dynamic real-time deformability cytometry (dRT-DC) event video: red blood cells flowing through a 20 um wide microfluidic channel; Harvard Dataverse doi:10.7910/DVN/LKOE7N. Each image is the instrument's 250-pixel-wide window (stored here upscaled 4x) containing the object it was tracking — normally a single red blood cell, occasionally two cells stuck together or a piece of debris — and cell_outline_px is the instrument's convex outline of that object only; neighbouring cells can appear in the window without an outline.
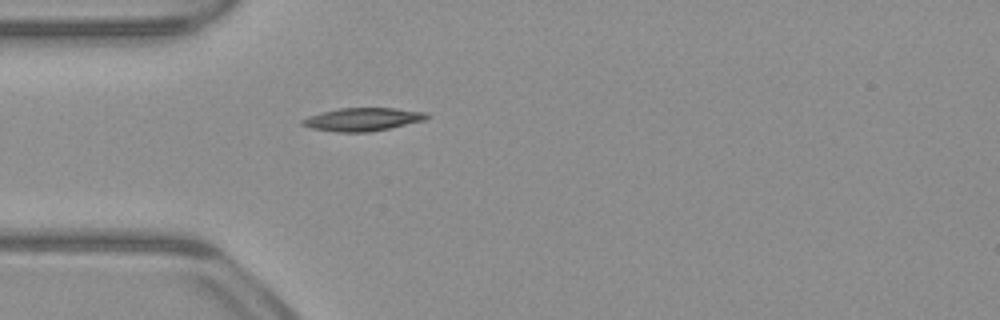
{"species": "common noctule bat (a hibernating species)", "species_latin": "Nyctalus noctula", "temperature_condition": "warm", "stored_images_in_passage": 38, "camera_frame_rate_fps": 3000, "um_per_image_px": 0.085, "animal": {"sex": "male", "body_mass_g": 23.1, "forearm_length_mm": 52.7}, "frame": {"image": 1, "passage_image": 1, "time_ms": 0.0, "image_size_px": [1000, 320], "cell_outline_px": [[428, 116], [424, 120], [388, 128], [368, 132], [340, 132], [312, 128], [300, 124], [300, 120], [308, 116], [340, 108], [396, 108], [428, 112]], "centroid_in_image_um": [30.82, 10.14], "position_along_channel_um": 54.2, "area_um2": 16.53}}
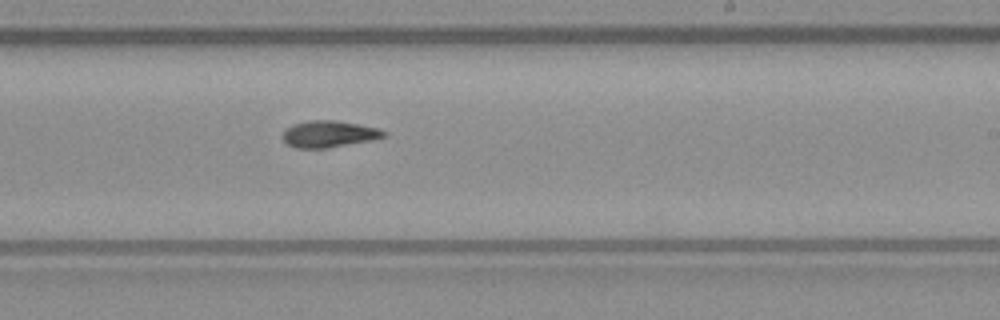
{"frame": {"image": 2, "passage_image": 17, "time_ms": 5.333, "image_size_px": [1000, 320], "cell_outline_px": [[388, 132], [384, 136], [372, 140], [328, 148], [296, 148], [288, 144], [284, 140], [284, 132], [292, 124], [308, 120], [336, 120], [380, 128]], "centroid_in_image_um": [28.0, 11.38], "position_along_channel_um": 261.0, "area_um2": 15.66}}
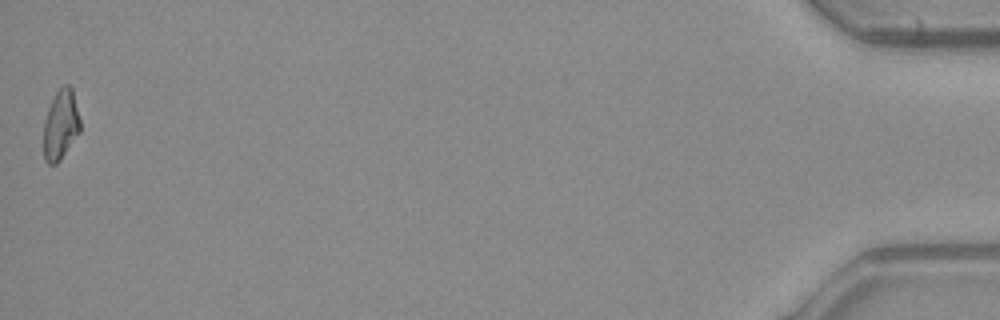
{"frame": {"image": 3, "passage_image": 38, "time_ms": 12.333, "image_size_px": [1000, 320], "cell_outline_px": [[80, 132], [60, 160], [56, 164], [48, 164], [44, 160], [44, 120], [48, 108], [56, 92], [64, 84], [68, 84], [72, 88], [80, 120]], "centroid_in_image_um": [5.16, 10.62], "position_along_channel_um": 430.0, "area_um2": 14.85}, "authors_computed_cell_mechanics": {"area_um2": 15.4037, "velocity_mm_per_s": 3.9634, "shape_relaxation_time_tau1_ms": null, "shape_relaxation_time_tau2_ms": 10.3968, "deformation_change_tau1": null, "deformation_change_tau2": 0.2077}}